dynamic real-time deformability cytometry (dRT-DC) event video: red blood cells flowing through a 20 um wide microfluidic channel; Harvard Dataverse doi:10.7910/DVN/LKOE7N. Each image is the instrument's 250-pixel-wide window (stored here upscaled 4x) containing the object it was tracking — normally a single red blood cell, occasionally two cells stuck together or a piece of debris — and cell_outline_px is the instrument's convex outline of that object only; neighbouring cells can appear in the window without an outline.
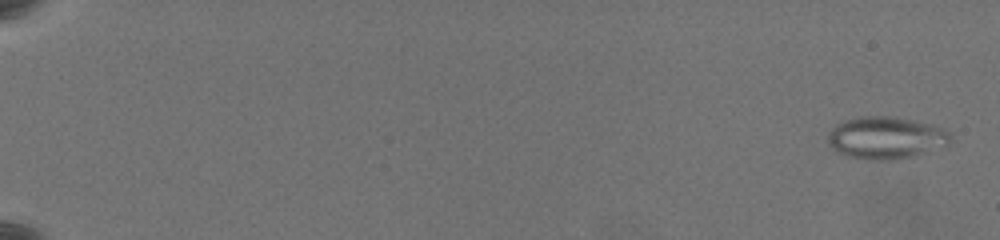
{"species": "common noctule bat (a hibernating species)", "species_latin": "Nyctalus noctula", "temperature_condition": "warm", "stored_images_in_passage": 64, "camera_frame_rate_fps": 3000, "um_per_image_px": 0.085, "animal": {"sex": "female", "body_mass_g": 19.5, "forearm_length_mm": 54.1}, "frame": {"image": 1, "passage_image": 2, "time_ms": 0.333, "image_size_px": [1000, 240], "cell_outline_px": [[952, 140], [944, 148], [892, 160], [868, 160], [848, 156], [836, 152], [828, 144], [828, 136], [832, 128], [836, 124], [844, 120], [860, 116], [892, 116], [932, 124], [944, 128], [952, 132]], "centroid_in_image_um": [75.34, 11.71], "position_along_channel_um": 9.7, "area_um2": 30.58}}
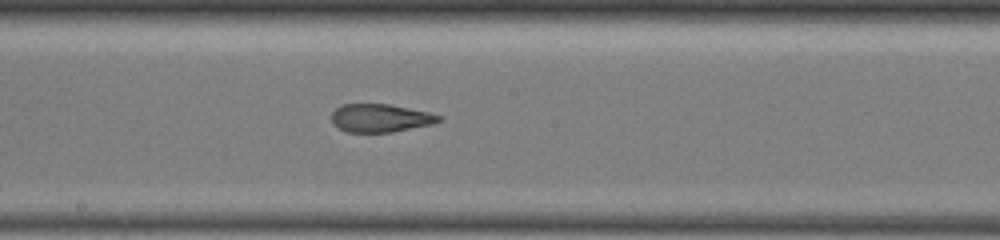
{"frame": {"image": 2, "passage_image": 39, "time_ms": 12.667, "image_size_px": [1000, 240], "cell_outline_px": [[444, 116], [440, 120], [432, 124], [392, 132], [348, 132], [332, 124], [332, 112], [336, 108], [344, 104], [388, 104], [428, 112]], "centroid_in_image_um": [32.33, 10.03], "position_along_channel_um": 215.9, "area_um2": 17.46}}
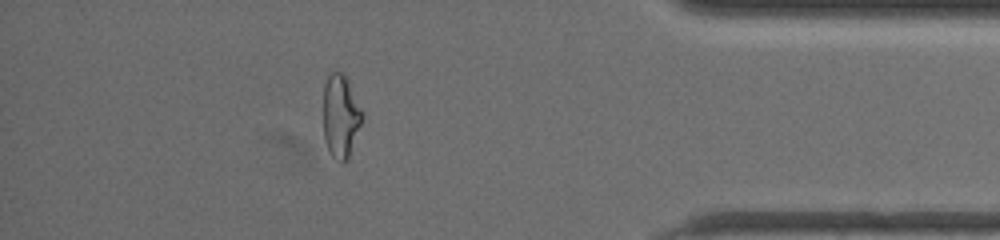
{"frame": {"image": 3, "passage_image": 58, "time_ms": 19.0, "image_size_px": [1000, 240], "cell_outline_px": [[364, 116], [348, 156], [340, 164], [328, 152], [324, 140], [324, 84], [328, 76], [332, 72], [340, 72], [348, 80], [364, 112]], "centroid_in_image_um": [28.95, 9.87], "position_along_channel_um": 406.2, "area_um2": 18.79}, "authors_computed_cell_mechanics": {"area_um2": 20.6346, "velocity_mm_per_s": 3.454, "shape_relaxation_time_tau1_ms": null, "shape_relaxation_time_tau2_ms": 1.8564, "deformation_change_tau1": null, "deformation_change_tau2": 0.1026}}